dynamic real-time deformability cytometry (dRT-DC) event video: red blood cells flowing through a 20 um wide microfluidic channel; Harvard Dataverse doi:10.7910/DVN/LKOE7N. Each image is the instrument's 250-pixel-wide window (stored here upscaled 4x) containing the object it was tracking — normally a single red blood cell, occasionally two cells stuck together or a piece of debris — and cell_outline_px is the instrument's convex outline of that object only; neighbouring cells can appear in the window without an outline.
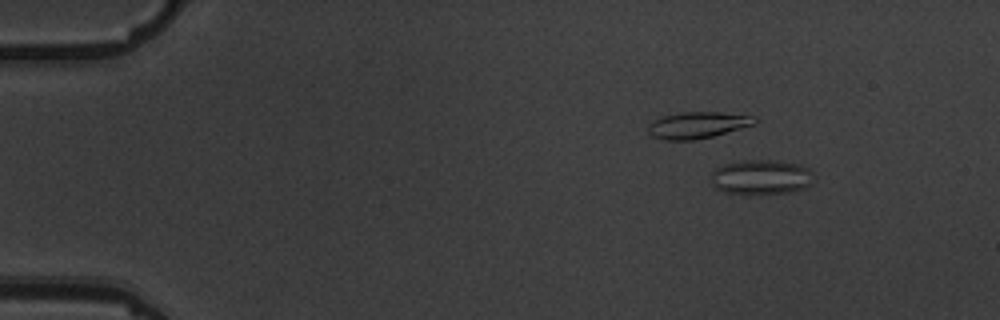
{"species": "common noctule bat (a hibernating species)", "species_latin": "Nyctalus noctula", "temperature_condition": "warm", "stored_images_in_passage": 7, "camera_frame_rate_fps": 3000, "um_per_image_px": 0.085, "animal": {"sex": "male", "body_mass_g": 19.5, "forearm_length_mm": 54.6}, "frame": {"image": 1, "passage_image": 3, "time_ms": 2.333, "image_size_px": [1000, 320], "cell_outline_px": [[812, 184], [804, 188], [792, 192], [748, 196], [744, 196], [724, 192], [716, 188], [712, 184], [712, 172], [716, 168], [724, 164], [744, 160], [768, 160], [800, 164], [808, 168], [812, 172]], "centroid_in_image_um": [64.68, 15.09], "position_along_channel_um": 20.3, "area_um2": 21.33}}
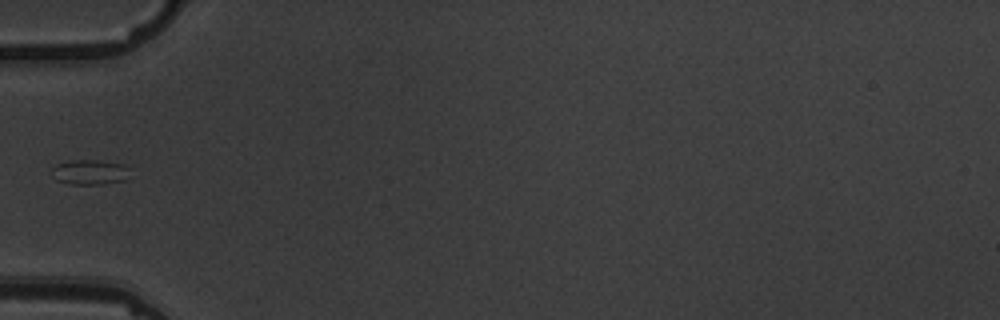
{"frame": {"image": 2, "passage_image": 6, "time_ms": 6.667, "image_size_px": [1000, 320], "cell_outline_px": [[128, 168], [124, 180], [104, 184], [72, 184], [56, 180], [52, 168], [56, 164], [72, 160], [96, 160], [124, 164]], "centroid_in_image_um": [7.61, 14.62], "position_along_channel_um": 77.4, "area_um2": 11.1}}
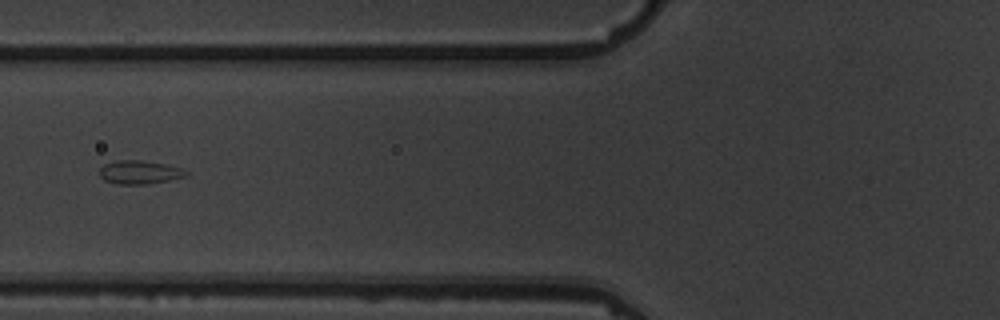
{"frame": {"image": 3, "passage_image": 7, "time_ms": 7.667, "image_size_px": [1000, 320], "cell_outline_px": [[188, 176], [148, 184], [116, 184], [104, 180], [100, 176], [100, 168], [104, 164], [116, 160], [140, 160], [164, 164], [184, 168], [188, 172]], "centroid_in_image_um": [11.87, 14.64], "position_along_channel_um": 113.9, "area_um2": 11.91}}